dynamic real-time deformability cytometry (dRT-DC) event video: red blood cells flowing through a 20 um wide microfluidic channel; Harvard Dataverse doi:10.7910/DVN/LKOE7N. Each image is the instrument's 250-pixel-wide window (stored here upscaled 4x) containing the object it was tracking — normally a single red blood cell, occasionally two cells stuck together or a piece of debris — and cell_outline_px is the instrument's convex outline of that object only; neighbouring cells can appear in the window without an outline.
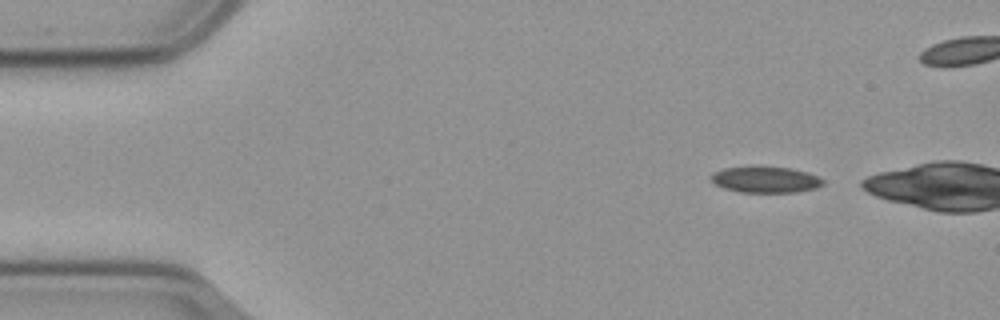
{"species": "common noctule bat (a hibernating species)", "species_latin": "Nyctalus noctula", "temperature_condition": "cold", "stored_images_in_passage": 11, "camera_frame_rate_fps": 3000, "um_per_image_px": 0.085, "animal": {"sex": "male", "body_mass_g": 23.1, "forearm_length_mm": 52.7}, "frame": {"image": 1, "passage_image": 4, "time_ms": 1.0, "image_size_px": [1000, 320], "cell_outline_px": [[824, 184], [816, 188], [796, 192], [740, 192], [724, 188], [716, 184], [712, 180], [712, 172], [724, 168], [756, 164], [792, 168], [808, 172], [824, 180]], "centroid_in_image_um": [65.07, 15.23], "position_along_channel_um": 19.9, "area_um2": 17.57}}